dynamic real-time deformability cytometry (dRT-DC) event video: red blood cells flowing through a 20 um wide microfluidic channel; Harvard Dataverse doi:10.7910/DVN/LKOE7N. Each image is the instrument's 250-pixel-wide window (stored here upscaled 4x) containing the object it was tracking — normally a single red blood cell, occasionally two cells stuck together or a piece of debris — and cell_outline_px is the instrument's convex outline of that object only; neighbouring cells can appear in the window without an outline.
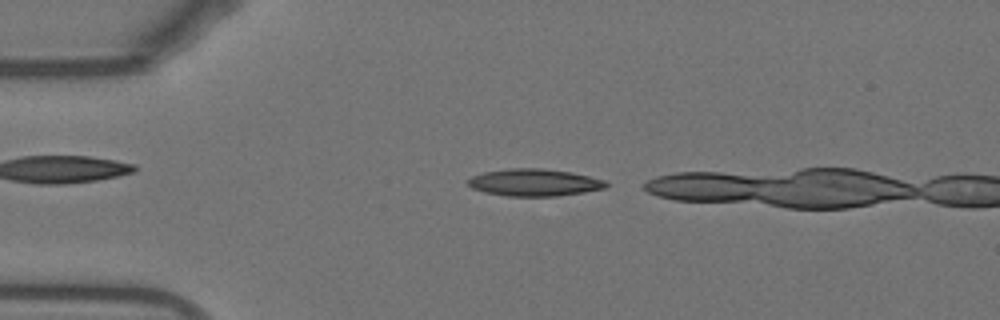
{"species": "Egyptian fruit bat (a non-hibernating species)", "species_latin": "Rousettus aegyptiacus", "temperature_condition": "warm", "stored_images_in_passage": 8, "camera_frame_rate_fps": 3000, "um_per_image_px": 0.085, "animal": {"sex": "female"}, "frame": {"image": 1, "passage_image": 2, "time_ms": 0.333, "image_size_px": [1000, 320], "cell_outline_px": [[608, 184], [604, 188], [584, 192], [556, 196], [508, 196], [484, 192], [472, 188], [464, 180], [472, 176], [484, 172], [512, 168], [544, 168], [568, 172], [588, 176], [604, 180]], "centroid_in_image_um": [45.36, 15.51], "position_along_channel_um": 39.6, "area_um2": 21.73}}
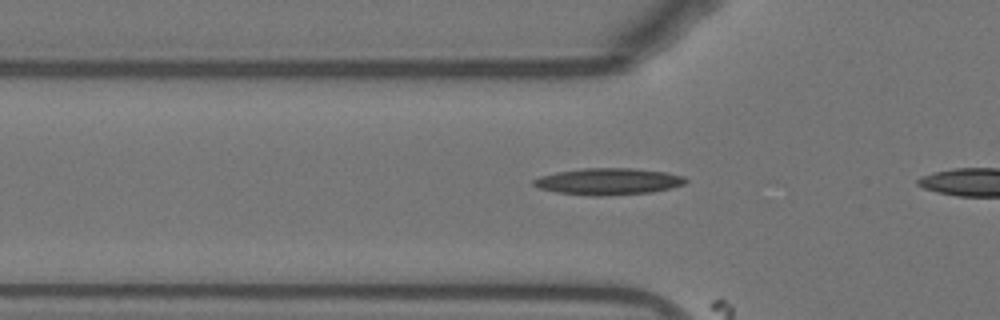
{"frame": {"image": 2, "passage_image": 7, "time_ms": 2.0, "image_size_px": [1000, 320], "cell_outline_px": [[688, 180], [684, 184], [672, 188], [652, 192], [600, 196], [592, 196], [556, 192], [540, 188], [532, 184], [532, 180], [540, 176], [556, 172], [584, 168], [632, 168], [664, 172], [684, 176]], "centroid_in_image_um": [51.71, 15.42], "position_along_channel_um": 74.1, "area_um2": 23.58}}